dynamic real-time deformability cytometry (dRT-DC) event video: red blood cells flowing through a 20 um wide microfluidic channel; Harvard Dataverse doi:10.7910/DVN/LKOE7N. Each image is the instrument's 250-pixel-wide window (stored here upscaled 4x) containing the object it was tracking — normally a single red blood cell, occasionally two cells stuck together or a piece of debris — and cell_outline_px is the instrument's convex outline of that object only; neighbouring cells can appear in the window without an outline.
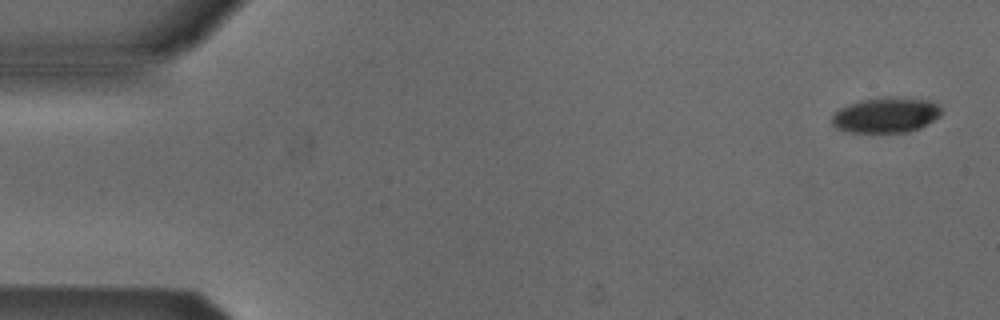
{"species": "Egyptian fruit bat (a non-hibernating species)", "species_latin": "Rousettus aegyptiacus", "temperature_condition": "cold", "stored_images_in_passage": 8, "camera_frame_rate_fps": 3000, "um_per_image_px": 0.085, "animal": {"sex": "male"}, "frame": {"image": 1, "passage_image": 1, "time_ms": 0.0, "image_size_px": [1000, 320], "cell_outline_px": [[940, 116], [920, 128], [908, 132], [848, 132], [836, 128], [832, 124], [832, 116], [840, 108], [864, 100], [928, 100], [940, 104]], "centroid_in_image_um": [75.3, 9.85], "position_along_channel_um": 9.7, "area_um2": 21.44}}
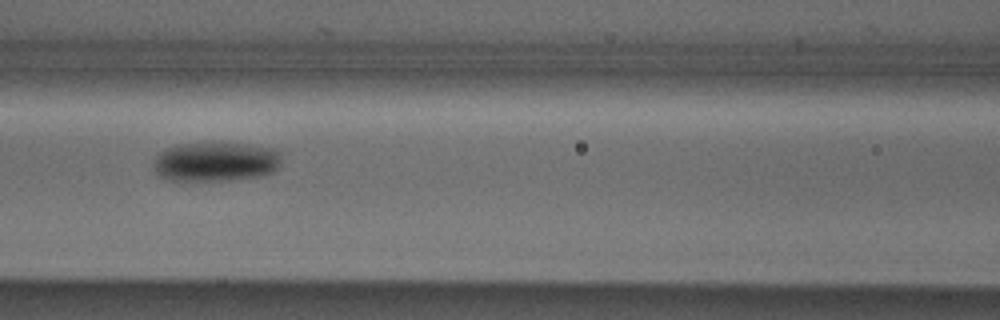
{"frame": {"image": 2, "passage_image": 7, "time_ms": 7.0, "image_size_px": [1000, 320], "cell_outline_px": [[280, 164], [272, 172], [260, 176], [228, 180], [168, 180], [156, 176], [152, 164], [156, 156], [160, 152], [176, 144], [212, 140], [244, 144], [272, 148], [280, 152]], "centroid_in_image_um": [18.27, 13.71], "position_along_channel_um": 148.3, "area_um2": 30.17}}
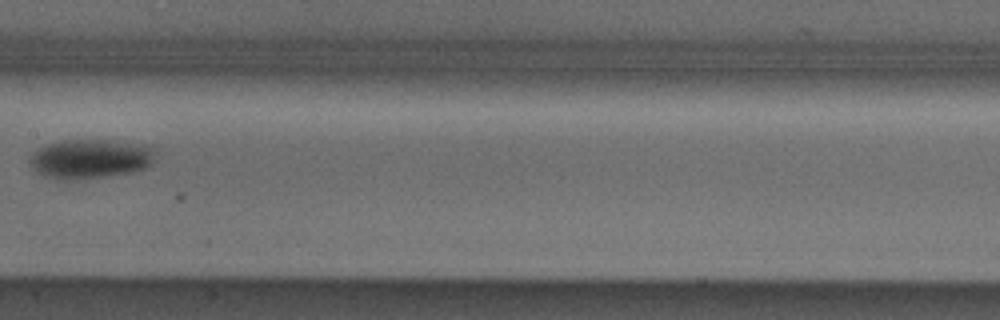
{"frame": {"image": 3, "passage_image": 8, "time_ms": 8.333, "image_size_px": [1000, 320], "cell_outline_px": [[152, 164], [144, 168], [132, 172], [100, 176], [64, 180], [44, 176], [28, 160], [32, 152], [48, 144], [60, 140], [112, 140], [148, 144], [152, 148]], "centroid_in_image_um": [7.68, 13.47], "position_along_channel_um": 199.7, "area_um2": 28.32}}